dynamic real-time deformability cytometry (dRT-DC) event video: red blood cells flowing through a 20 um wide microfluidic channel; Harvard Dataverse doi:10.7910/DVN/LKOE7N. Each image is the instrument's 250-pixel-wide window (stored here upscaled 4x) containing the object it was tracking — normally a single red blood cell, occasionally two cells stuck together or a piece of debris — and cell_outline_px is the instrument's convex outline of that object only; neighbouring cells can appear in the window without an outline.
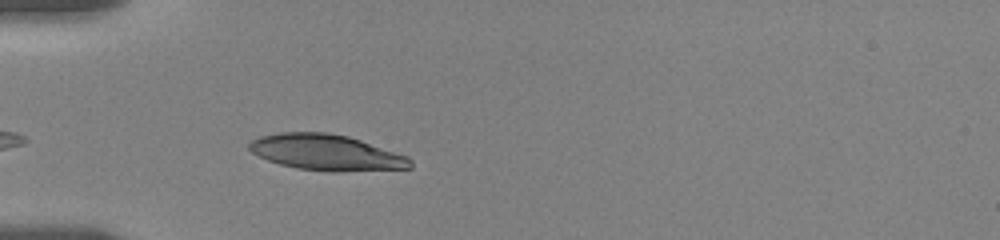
{"species": "human", "species_latin": "Homo sapiens", "temperature_condition": "room temperature", "stored_images_in_passage": 39, "camera_frame_rate_fps": 3000, "um_per_image_px": 0.085, "donor": {"sex": "female"}, "frame": {"image": 1, "passage_image": 1, "time_ms": 0.0, "image_size_px": [1000, 240], "cell_outline_px": [[412, 168], [336, 172], [332, 172], [296, 168], [280, 164], [268, 160], [252, 152], [248, 148], [248, 144], [252, 140], [260, 136], [280, 132], [328, 132], [348, 136], [408, 156], [412, 160]], "centroid_in_image_um": [27.74, 12.96], "position_along_channel_um": 57.3, "area_um2": 33.7}}
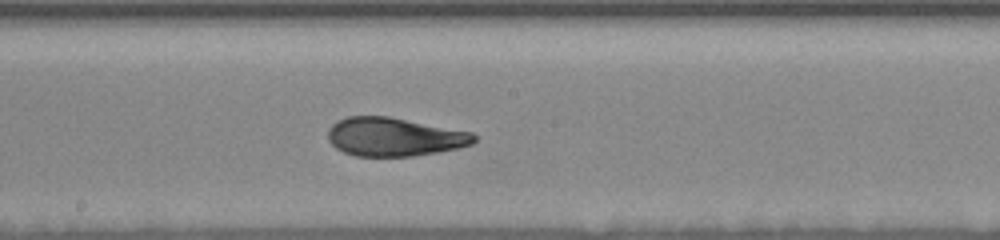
{"frame": {"image": 2, "passage_image": 18, "time_ms": 4.667, "image_size_px": [1000, 240], "cell_outline_px": [[476, 140], [472, 144], [456, 148], [436, 152], [412, 156], [356, 156], [344, 152], [336, 148], [328, 140], [328, 128], [336, 120], [348, 116], [388, 116], [472, 132], [476, 136]], "centroid_in_image_um": [33.48, 11.63], "position_along_channel_um": 214.7, "area_um2": 32.77}}
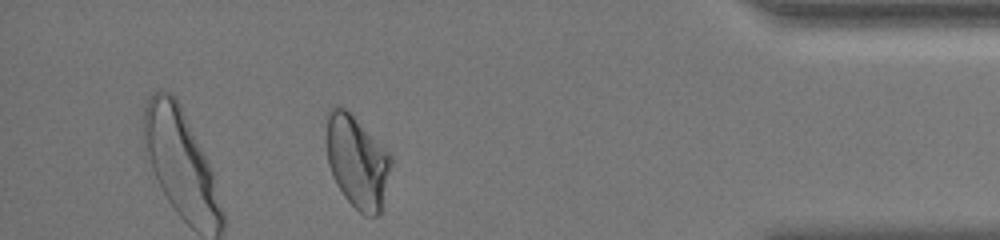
{"frame": {"image": 3, "passage_image": 35, "time_ms": 11.0, "image_size_px": [1000, 240], "cell_outline_px": [[392, 164], [380, 216], [364, 216], [344, 196], [336, 184], [332, 176], [328, 164], [324, 140], [324, 136], [328, 108], [336, 104], [344, 108], [392, 156]], "centroid_in_image_um": [30.31, 13.75], "position_along_channel_um": 404.9, "area_um2": 35.14}, "authors_computed_cell_mechanics": {"area_um2": 33.4084, "velocity_mm_per_s": 3.5551, "shape_relaxation_time_tau1_ms": 3.8806, "shape_relaxation_time_tau2_ms": 1.4151, "deformation_change_tau1": 0.1613, "deformation_change_tau2": 0.0616}}